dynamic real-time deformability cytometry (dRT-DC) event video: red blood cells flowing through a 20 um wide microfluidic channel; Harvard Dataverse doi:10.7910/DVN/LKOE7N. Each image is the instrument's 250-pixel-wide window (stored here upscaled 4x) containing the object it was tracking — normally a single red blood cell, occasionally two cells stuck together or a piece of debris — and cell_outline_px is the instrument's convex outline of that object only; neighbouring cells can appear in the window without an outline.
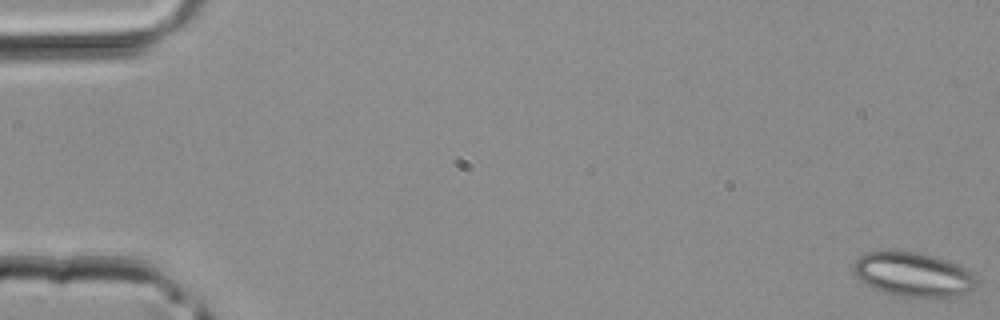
{"species": "common noctule bat (a hibernating species)", "species_latin": "Nyctalus noctula", "temperature_condition": "room temperature", "stored_images_in_passage": 11, "camera_frame_rate_fps": 3000, "um_per_image_px": 0.085, "animal": {"sex": "male", "body_mass_g": 20.4}, "frame": {"image": 1, "passage_image": 1, "time_ms": 0.0, "image_size_px": [1000, 320], "cell_outline_px": [[976, 288], [956, 296], [900, 296], [884, 292], [860, 280], [856, 276], [852, 268], [852, 264], [860, 256], [868, 252], [912, 252], [932, 256], [956, 264], [972, 272], [976, 284]], "centroid_in_image_um": [77.6, 23.33], "position_along_channel_um": 7.4, "area_um2": 30.81}}